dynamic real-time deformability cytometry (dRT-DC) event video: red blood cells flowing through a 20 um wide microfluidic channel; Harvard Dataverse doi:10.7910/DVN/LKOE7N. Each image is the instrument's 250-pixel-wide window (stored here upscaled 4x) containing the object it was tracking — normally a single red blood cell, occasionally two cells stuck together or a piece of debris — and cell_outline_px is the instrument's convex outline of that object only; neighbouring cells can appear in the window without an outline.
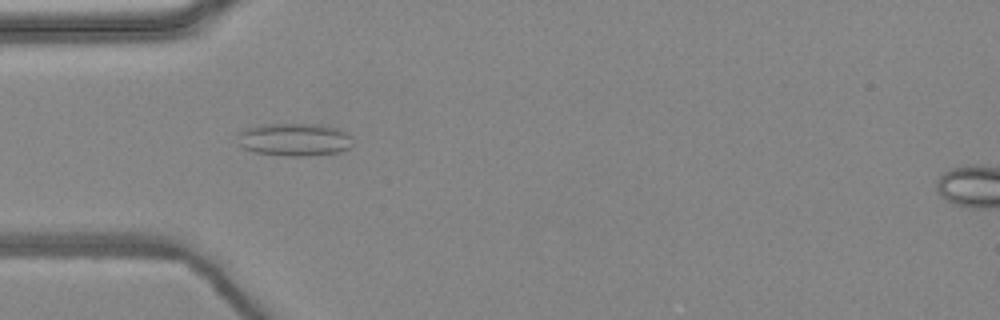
{"species": "common noctule bat (a hibernating species)", "species_latin": "Nyctalus noctula", "temperature_condition": "warm", "stored_images_in_passage": 8, "camera_frame_rate_fps": 3000, "um_per_image_px": 0.085, "animal": {"sex": "female", "body_mass_g": 24.6, "forearm_length_mm": 56.2}, "frame": {"image": 1, "passage_image": 4, "time_ms": 1.0, "image_size_px": [1000, 320], "cell_outline_px": [[352, 144], [348, 148], [340, 152], [308, 156], [284, 156], [256, 152], [240, 148], [236, 136], [236, 132], [244, 128], [260, 124], [320, 124], [336, 128], [352, 136]], "centroid_in_image_um": [24.95, 11.86], "position_along_channel_um": 60.0, "area_um2": 22.48}}
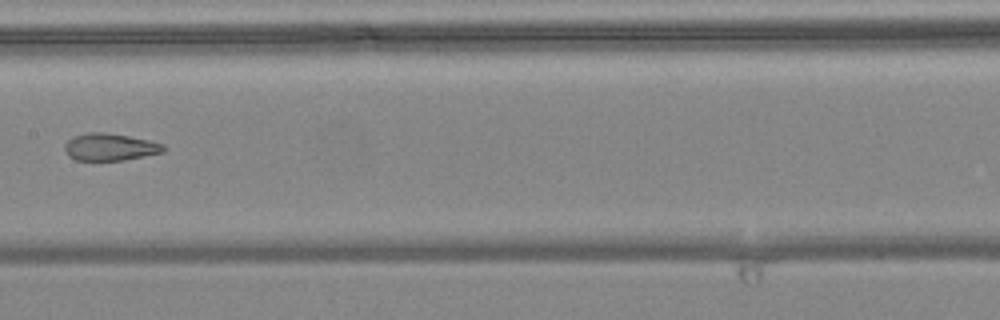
{"frame": {"image": 2, "passage_image": 7, "time_ms": 2.0, "image_size_px": [1000, 320], "cell_outline_px": [[168, 148], [164, 152], [124, 160], [76, 160], [68, 156], [64, 148], [64, 144], [72, 136], [88, 132], [104, 132], [128, 136], [148, 140], [164, 144]], "centroid_in_image_um": [9.35, 12.49], "position_along_channel_um": 198.1, "area_um2": 15.78}}
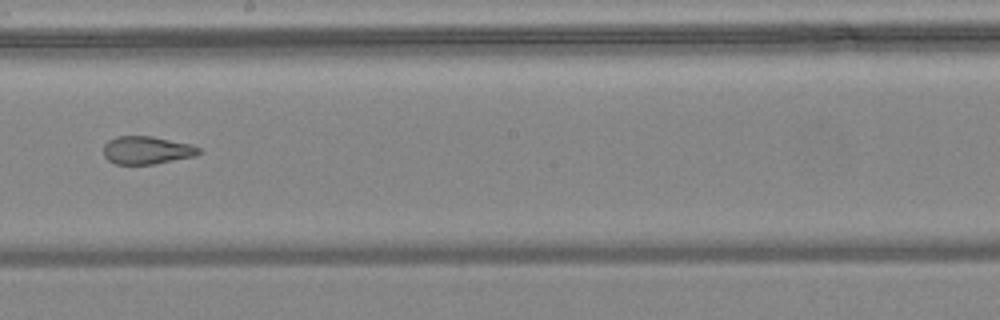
{"frame": {"image": 3, "passage_image": 8, "time_ms": 2.333, "image_size_px": [1000, 320], "cell_outline_px": [[200, 152], [196, 156], [152, 164], [116, 164], [108, 160], [104, 156], [104, 144], [108, 140], [116, 136], [152, 136], [192, 144], [200, 148]], "centroid_in_image_um": [12.47, 12.76], "position_along_channel_um": 235.7, "area_um2": 15.55}}